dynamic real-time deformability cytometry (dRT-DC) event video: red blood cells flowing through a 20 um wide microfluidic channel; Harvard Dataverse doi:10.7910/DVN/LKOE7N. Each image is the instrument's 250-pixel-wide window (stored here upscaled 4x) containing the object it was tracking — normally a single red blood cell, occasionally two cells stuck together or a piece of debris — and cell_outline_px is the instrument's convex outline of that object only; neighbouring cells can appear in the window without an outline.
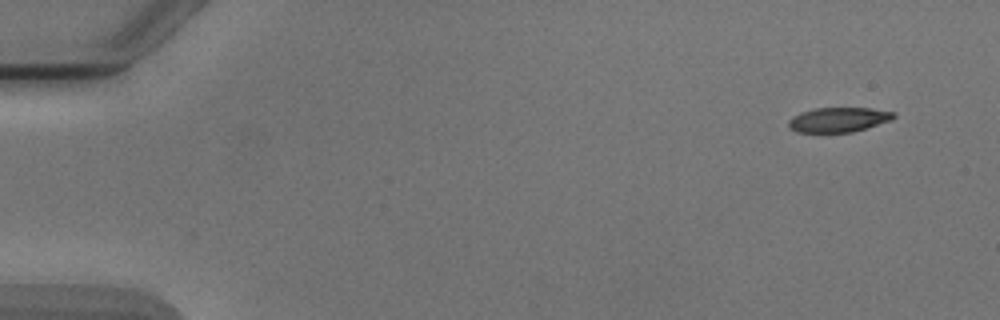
{"species": "Egyptian fruit bat (a non-hibernating species)", "species_latin": "Rousettus aegyptiacus", "temperature_condition": "cold", "stored_images_in_passage": 6, "camera_frame_rate_fps": 3000, "um_per_image_px": 0.085, "animal": {"sex": "male"}, "frame": {"image": 1, "passage_image": 1, "time_ms": 0.0, "image_size_px": [1000, 320], "cell_outline_px": [[896, 116], [892, 120], [852, 132], [796, 132], [788, 124], [788, 120], [800, 112], [816, 108], [872, 108], [896, 112]], "centroid_in_image_um": [71.31, 10.16], "position_along_channel_um": 13.7, "area_um2": 15.09}}
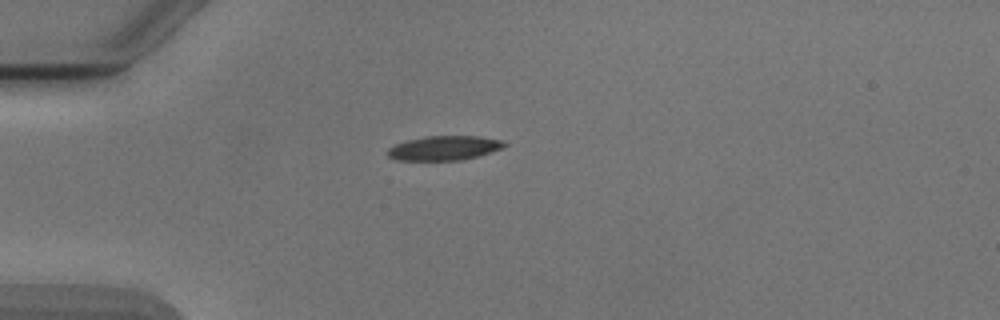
{"frame": {"image": 2, "passage_image": 4, "time_ms": 3.667, "image_size_px": [1000, 320], "cell_outline_px": [[508, 144], [504, 148], [492, 152], [460, 160], [396, 160], [388, 156], [384, 152], [388, 148], [396, 144], [408, 140], [424, 136], [480, 136], [504, 140]], "centroid_in_image_um": [37.77, 12.57], "position_along_channel_um": 47.2, "area_um2": 16.76}}
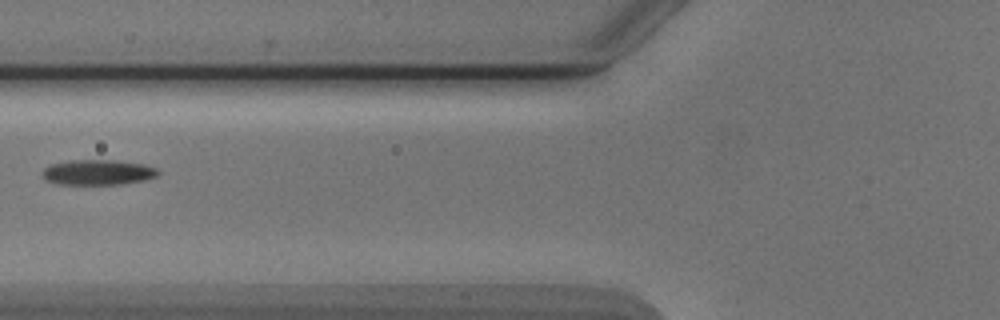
{"frame": {"image": 3, "passage_image": 6, "time_ms": 6.0, "image_size_px": [1000, 320], "cell_outline_px": [[160, 172], [156, 176], [144, 180], [120, 184], [56, 184], [44, 180], [40, 172], [44, 168], [52, 164], [76, 160], [112, 160], [144, 164], [156, 168]], "centroid_in_image_um": [8.29, 14.65], "position_along_channel_um": 117.5, "area_um2": 16.99}}